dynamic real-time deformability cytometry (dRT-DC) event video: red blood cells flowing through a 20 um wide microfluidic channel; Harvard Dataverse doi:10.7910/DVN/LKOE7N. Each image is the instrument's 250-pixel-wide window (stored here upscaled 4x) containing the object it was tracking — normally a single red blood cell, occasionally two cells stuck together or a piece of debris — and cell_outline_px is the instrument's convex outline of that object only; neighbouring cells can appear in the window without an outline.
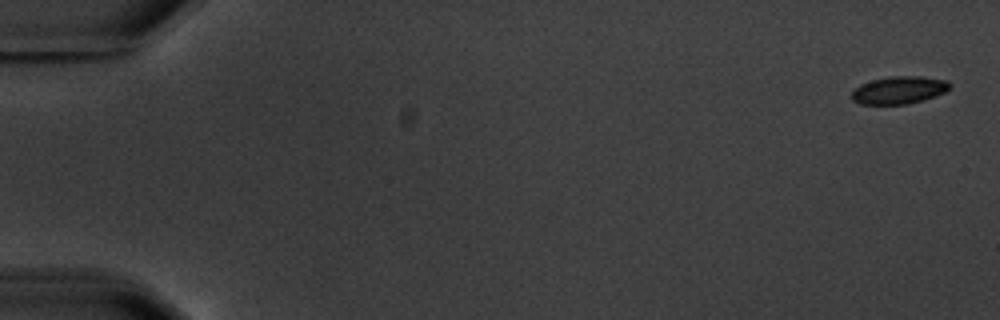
{"species": "common noctule bat (a hibernating species)", "species_latin": "Nyctalus noctula", "temperature_condition": "warm", "stored_images_in_passage": 6, "camera_frame_rate_fps": 3000, "um_per_image_px": 0.085, "animal": {"sex": "male", "body_mass_g": 20.1, "forearm_length_mm": 53.5}, "frame": {"image": 1, "passage_image": 1, "time_ms": 0.0, "image_size_px": [1000, 320], "cell_outline_px": [[952, 84], [944, 92], [936, 96], [924, 100], [908, 104], [860, 104], [852, 100], [852, 92], [860, 84], [872, 80], [892, 76], [920, 76], [948, 80]], "centroid_in_image_um": [76.44, 7.66], "position_along_channel_um": 8.6, "area_um2": 15.78}}
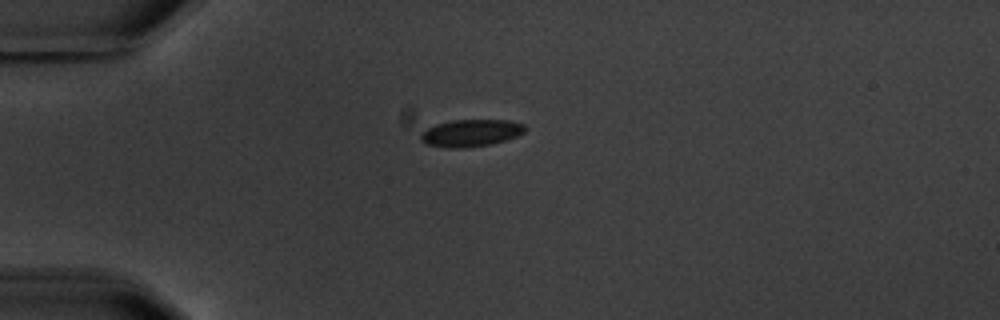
{"frame": {"image": 2, "passage_image": 5, "time_ms": 4.667, "image_size_px": [1000, 320], "cell_outline_px": [[528, 128], [524, 132], [516, 136], [492, 144], [464, 148], [448, 148], [424, 144], [420, 140], [420, 136], [428, 128], [436, 124], [452, 120], [512, 120], [524, 124]], "centroid_in_image_um": [40.04, 11.3], "position_along_channel_um": 45.0, "area_um2": 16.59}}